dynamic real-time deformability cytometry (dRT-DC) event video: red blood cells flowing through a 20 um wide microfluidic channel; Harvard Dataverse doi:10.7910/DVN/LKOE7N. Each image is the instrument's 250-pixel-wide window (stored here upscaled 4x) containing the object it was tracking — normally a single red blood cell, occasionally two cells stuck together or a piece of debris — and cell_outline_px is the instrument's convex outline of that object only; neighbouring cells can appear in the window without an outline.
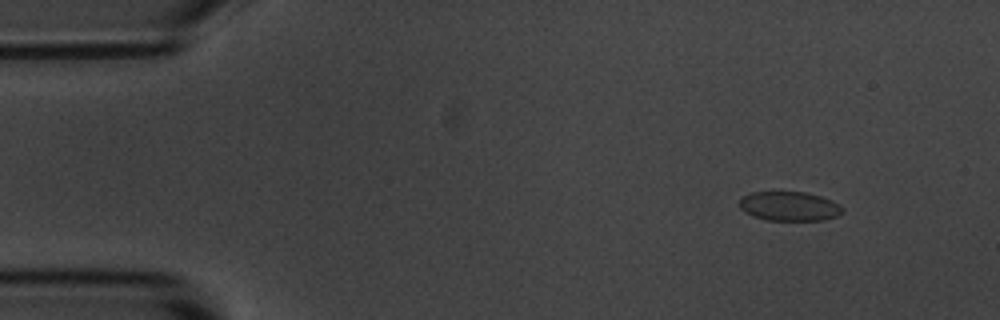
{"species": "common noctule bat (a hibernating species)", "species_latin": "Nyctalus noctula", "temperature_condition": "room temperature", "stored_images_in_passage": 4, "camera_frame_rate_fps": 3000, "um_per_image_px": 0.085, "animal": {"sex": "male", "body_mass_g": 20.1, "forearm_length_mm": 53.5}, "frame": {"image": 1, "passage_image": 1, "time_ms": 0.0, "image_size_px": [1000, 320], "cell_outline_px": [[844, 212], [836, 216], [824, 220], [768, 220], [752, 216], [744, 212], [740, 208], [740, 196], [752, 192], [804, 192], [820, 196], [832, 200], [840, 204], [844, 208]], "centroid_in_image_um": [67.1, 17.53], "position_along_channel_um": 17.9, "area_um2": 17.74}}
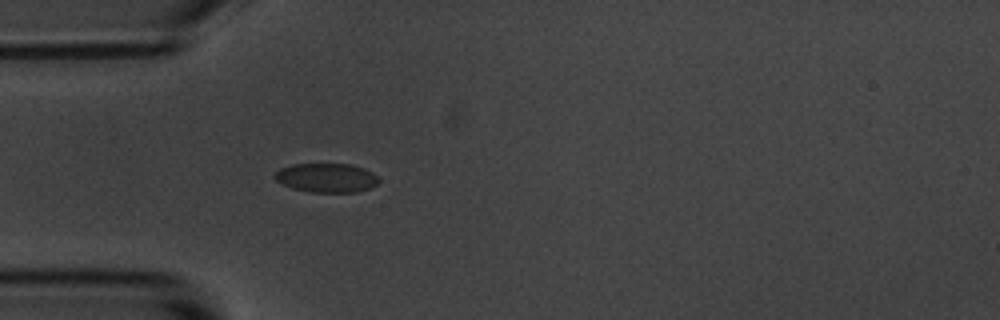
{"frame": {"image": 2, "passage_image": 4, "time_ms": 3.333, "image_size_px": [1000, 320], "cell_outline_px": [[380, 180], [376, 184], [368, 188], [356, 192], [312, 192], [292, 188], [276, 180], [272, 176], [280, 168], [292, 164], [352, 164], [364, 168], [372, 172]], "centroid_in_image_um": [27.74, 15.1], "position_along_channel_um": 57.3, "area_um2": 17.57}}